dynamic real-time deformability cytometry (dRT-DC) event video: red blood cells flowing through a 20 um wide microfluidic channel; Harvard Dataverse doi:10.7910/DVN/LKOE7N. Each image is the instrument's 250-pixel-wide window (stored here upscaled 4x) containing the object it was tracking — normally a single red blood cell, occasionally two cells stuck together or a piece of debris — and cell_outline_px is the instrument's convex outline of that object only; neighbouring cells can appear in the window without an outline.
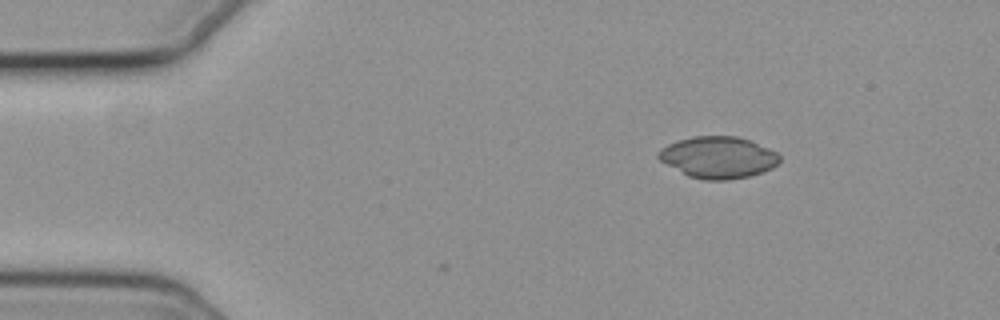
{"species": "common noctule bat (a hibernating species)", "species_latin": "Nyctalus noctula", "temperature_condition": "cold", "stored_images_in_passage": 4, "camera_frame_rate_fps": 3000, "um_per_image_px": 0.085, "animal": {"sex": "female", "body_mass_g": 19.3, "forearm_length_mm": 54.1}, "frame": {"image": 1, "passage_image": 1, "time_ms": 0.0, "image_size_px": [1000, 320], "cell_outline_px": [[780, 160], [772, 168], [764, 172], [748, 176], [728, 180], [704, 180], [688, 176], [660, 160], [656, 156], [656, 152], [660, 148], [668, 144], [692, 136], [736, 136], [748, 140], [768, 148], [776, 152], [780, 156]], "centroid_in_image_um": [61.03, 13.38], "position_along_channel_um": 24.0, "area_um2": 29.3}}